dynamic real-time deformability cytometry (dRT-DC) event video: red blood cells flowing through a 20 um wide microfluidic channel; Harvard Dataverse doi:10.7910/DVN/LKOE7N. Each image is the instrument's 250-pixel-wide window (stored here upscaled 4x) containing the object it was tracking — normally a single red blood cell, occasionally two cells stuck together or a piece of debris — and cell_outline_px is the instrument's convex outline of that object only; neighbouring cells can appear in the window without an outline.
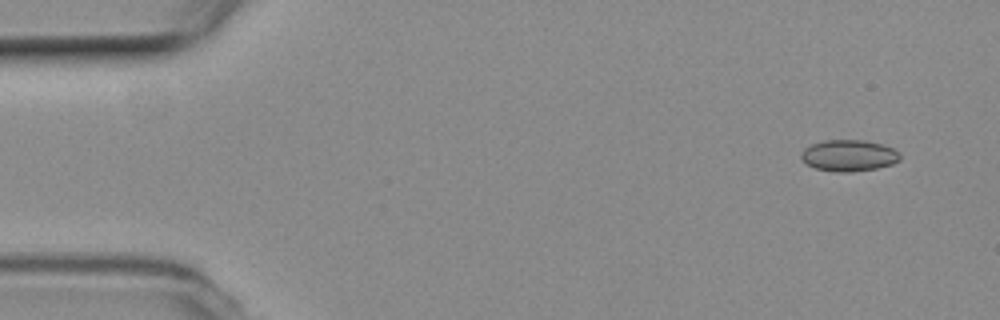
{"species": "common noctule bat (a hibernating species)", "species_latin": "Nyctalus noctula", "temperature_condition": "room temperature", "stored_images_in_passage": 48, "camera_frame_rate_fps": 3000, "um_per_image_px": 0.085, "animal": {"sex": "female", "body_mass_g": 19.3, "forearm_length_mm": 54.1}, "frame": {"image": 1, "passage_image": 1, "time_ms": 0.0, "image_size_px": [1000, 320], "cell_outline_px": [[900, 160], [892, 164], [876, 168], [852, 172], [836, 172], [816, 168], [808, 164], [800, 156], [800, 152], [804, 148], [812, 144], [824, 140], [864, 140], [884, 144], [900, 152]], "centroid_in_image_um": [72.17, 13.21], "position_along_channel_um": 12.8, "area_um2": 18.15}}
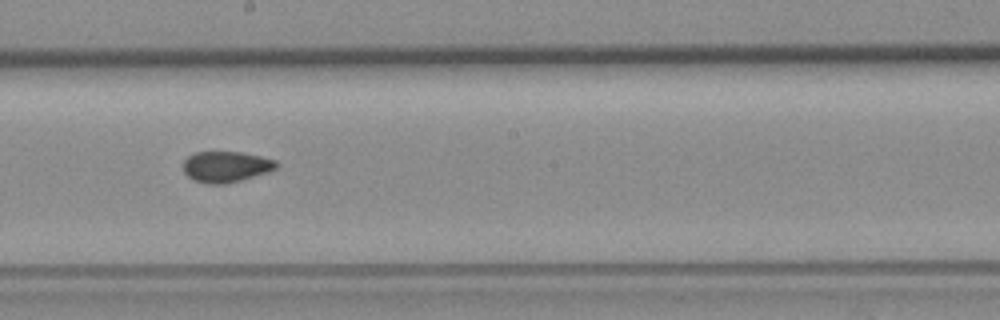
{"frame": {"image": 2, "passage_image": 27, "time_ms": 8.667, "image_size_px": [1000, 320], "cell_outline_px": [[280, 164], [276, 168], [268, 172], [240, 180], [224, 184], [208, 184], [196, 180], [188, 176], [184, 172], [184, 160], [188, 156], [196, 152], [240, 152], [260, 156], [276, 160]], "centroid_in_image_um": [19.23, 14.16], "position_along_channel_um": 229.0, "area_um2": 16.65}}
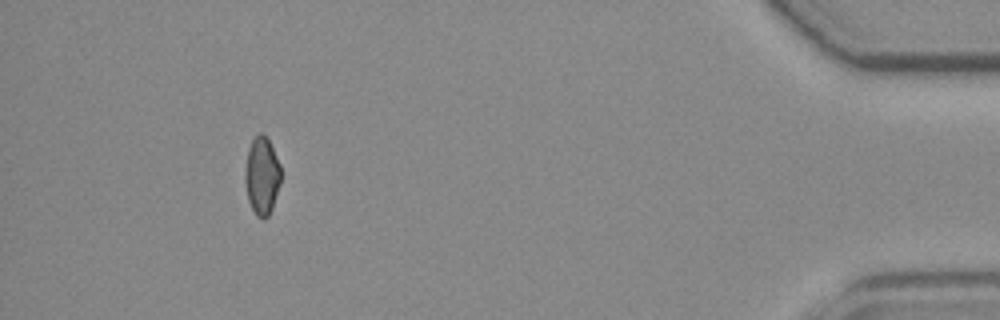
{"frame": {"image": 3, "passage_image": 47, "time_ms": 15.333, "image_size_px": [1000, 320], "cell_outline_px": [[280, 184], [272, 208], [268, 216], [264, 220], [256, 216], [248, 200], [244, 180], [244, 168], [248, 148], [252, 140], [260, 132], [268, 140], [280, 164]], "centroid_in_image_um": [22.24, 14.97], "position_along_channel_um": 413.0, "area_um2": 16.24}}